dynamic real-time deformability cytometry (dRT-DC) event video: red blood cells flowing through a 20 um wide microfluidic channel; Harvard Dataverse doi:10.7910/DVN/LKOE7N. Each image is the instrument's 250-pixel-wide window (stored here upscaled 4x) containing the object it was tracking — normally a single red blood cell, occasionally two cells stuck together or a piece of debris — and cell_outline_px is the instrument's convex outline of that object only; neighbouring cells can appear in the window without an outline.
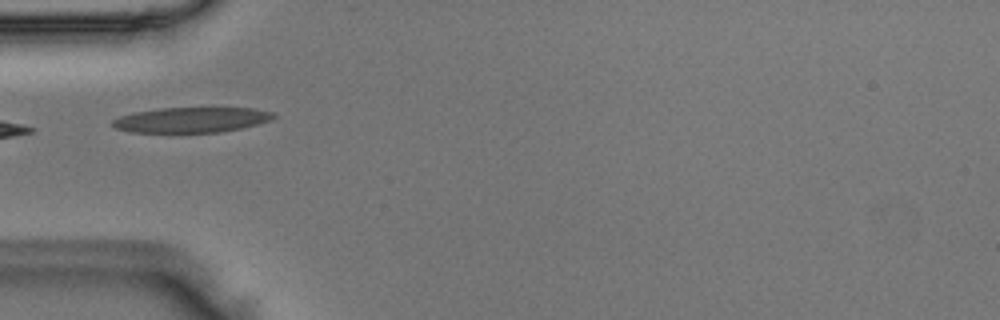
{"species": "Egyptian fruit bat (a non-hibernating species)", "species_latin": "Rousettus aegyptiacus", "temperature_condition": "room temperature", "stored_images_in_passage": 23, "camera_frame_rate_fps": 3000, "um_per_image_px": 0.085, "animal": {"sex": "male"}, "frame": {"image": 1, "passage_image": 1, "time_ms": 0.0, "image_size_px": [1000, 320], "cell_outline_px": [[276, 116], [272, 120], [240, 128], [220, 132], [180, 136], [132, 132], [116, 128], [112, 124], [112, 120], [120, 116], [132, 112], [160, 108], [252, 108], [272, 112]], "centroid_in_image_um": [16.19, 10.24], "position_along_channel_um": 68.8, "area_um2": 24.8}}